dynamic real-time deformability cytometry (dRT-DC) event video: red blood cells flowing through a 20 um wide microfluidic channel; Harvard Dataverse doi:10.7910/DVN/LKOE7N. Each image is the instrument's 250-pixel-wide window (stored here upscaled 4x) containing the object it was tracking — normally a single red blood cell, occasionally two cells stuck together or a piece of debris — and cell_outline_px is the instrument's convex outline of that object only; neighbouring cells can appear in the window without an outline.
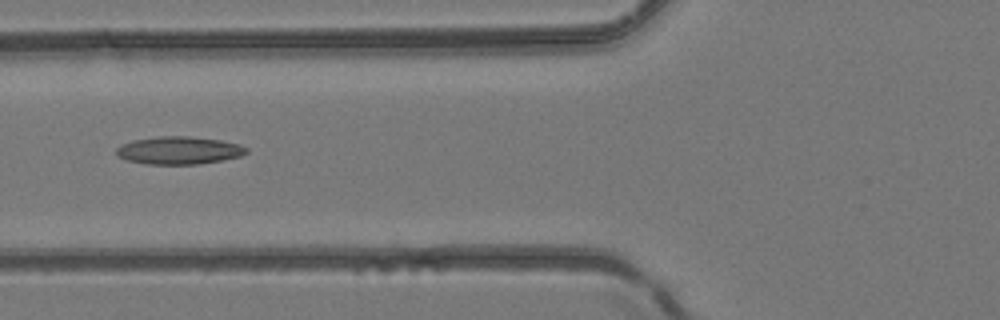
{"species": "common noctule bat (a hibernating species)", "species_latin": "Nyctalus noctula", "temperature_condition": "room temperature", "stored_images_in_passage": 2, "camera_frame_rate_fps": 3000, "um_per_image_px": 0.085, "animal": {"sex": "female", "body_mass_g": 24.6, "forearm_length_mm": 56.2}, "frame": {"image": 1, "passage_image": 2, "time_ms": 0.333, "image_size_px": [1000, 320], "cell_outline_px": [[248, 152], [240, 156], [220, 160], [196, 164], [148, 164], [128, 160], [116, 156], [116, 148], [120, 144], [132, 140], [160, 136], [188, 136], [220, 140], [240, 144], [248, 148]], "centroid_in_image_um": [15.18, 12.77], "position_along_channel_um": 110.6, "area_um2": 20.98}}